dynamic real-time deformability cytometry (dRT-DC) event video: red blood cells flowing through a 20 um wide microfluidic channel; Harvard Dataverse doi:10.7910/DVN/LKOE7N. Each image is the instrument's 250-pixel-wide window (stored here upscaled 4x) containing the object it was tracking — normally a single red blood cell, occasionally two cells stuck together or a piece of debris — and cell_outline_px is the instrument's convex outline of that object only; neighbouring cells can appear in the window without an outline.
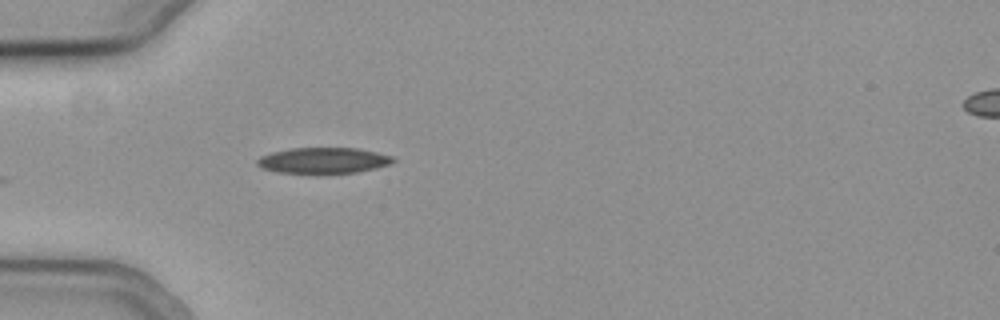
{"species": "common noctule bat (a hibernating species)", "species_latin": "Nyctalus noctula", "temperature_condition": "cold", "stored_images_in_passage": 5, "camera_frame_rate_fps": 3000, "um_per_image_px": 0.085, "animal": {"sex": "female", "body_mass_g": 19.3, "forearm_length_mm": 54.1}, "frame": {"image": 1, "passage_image": 1, "time_ms": 0.0, "image_size_px": [1000, 320], "cell_outline_px": [[396, 160], [392, 164], [376, 168], [356, 172], [324, 176], [316, 176], [276, 172], [260, 168], [256, 164], [256, 160], [260, 156], [272, 152], [292, 148], [360, 148], [392, 156]], "centroid_in_image_um": [27.46, 13.69], "position_along_channel_um": 57.5, "area_um2": 21.56}}
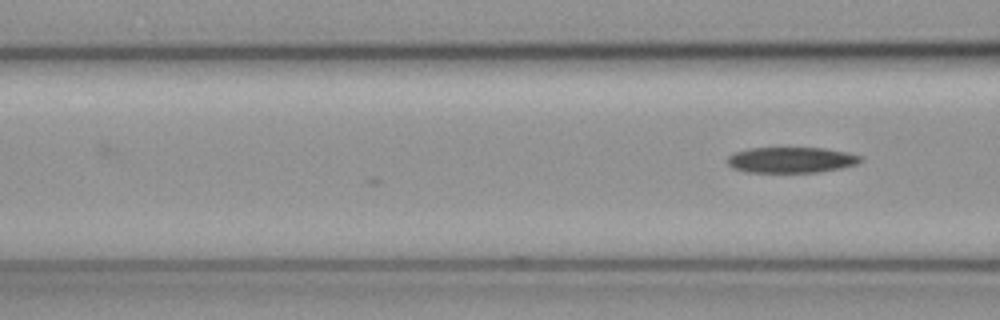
{"frame": {"image": 2, "passage_image": 5, "time_ms": 1.333, "image_size_px": [1000, 320], "cell_outline_px": [[860, 160], [856, 164], [840, 168], [820, 172], [744, 172], [732, 168], [728, 164], [728, 156], [736, 152], [748, 148], [824, 148], [848, 152], [860, 156]], "centroid_in_image_um": [67.22, 13.59], "position_along_channel_um": 99.4, "area_um2": 19.88}}